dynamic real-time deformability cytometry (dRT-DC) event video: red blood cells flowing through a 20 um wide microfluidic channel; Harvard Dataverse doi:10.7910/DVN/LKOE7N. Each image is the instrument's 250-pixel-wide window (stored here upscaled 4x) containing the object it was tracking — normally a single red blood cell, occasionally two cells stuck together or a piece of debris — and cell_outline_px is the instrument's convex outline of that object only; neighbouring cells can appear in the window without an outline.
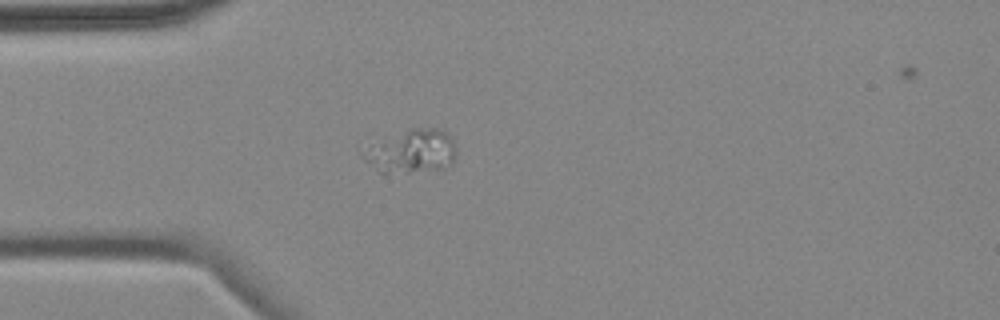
{"species": "common noctule bat (a hibernating species)", "species_latin": "Nyctalus noctula", "temperature_condition": "cold", "stored_images_in_passage": 4, "camera_frame_rate_fps": 3000, "um_per_image_px": 0.085, "animal": {"sex": "female", "body_mass_g": 18.4}, "frame": {"image": 1, "passage_image": 4, "time_ms": 5.333, "image_size_px": [1000, 320], "cell_outline_px": [[456, 152], [452, 164], [444, 168], [408, 172], [380, 172], [364, 160], [356, 148], [412, 128], [444, 128], [448, 132], [456, 144]], "centroid_in_image_um": [34.94, 12.83], "position_along_channel_um": 50.1, "area_um2": 24.1}}